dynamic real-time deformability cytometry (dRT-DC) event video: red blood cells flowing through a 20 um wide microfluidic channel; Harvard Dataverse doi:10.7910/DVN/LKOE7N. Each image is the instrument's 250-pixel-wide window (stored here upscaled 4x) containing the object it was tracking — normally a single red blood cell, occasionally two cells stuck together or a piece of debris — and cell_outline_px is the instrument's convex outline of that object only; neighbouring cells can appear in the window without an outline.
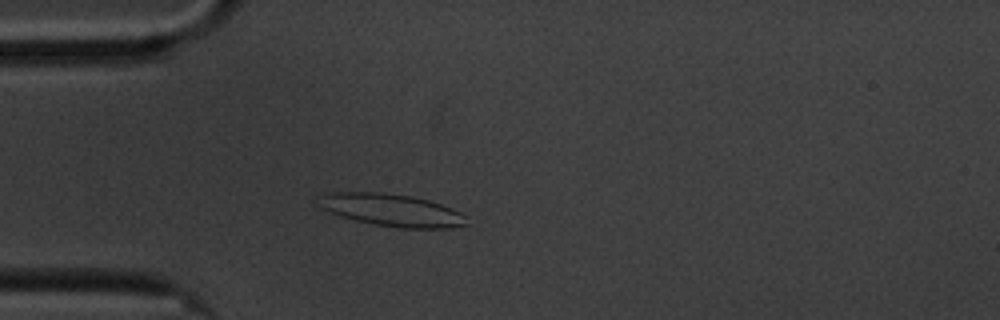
{"species": "common noctule bat (a hibernating species)", "species_latin": "Nyctalus noctula", "temperature_condition": "cold", "stored_images_in_passage": 55, "camera_frame_rate_fps": 3000, "um_per_image_px": 0.085, "animal": {"sex": "male", "body_mass_g": 20.1, "forearm_length_mm": 53.5}, "frame": {"image": 1, "passage_image": 12, "time_ms": 3.667, "image_size_px": [1000, 320], "cell_outline_px": [[468, 224], [452, 228], [400, 228], [372, 224], [340, 216], [324, 208], [316, 196], [328, 192], [380, 192], [412, 196], [428, 200], [452, 208], [460, 212], [464, 216]], "centroid_in_image_um": [33.3, 17.85], "position_along_channel_um": 51.7, "area_um2": 27.8}}
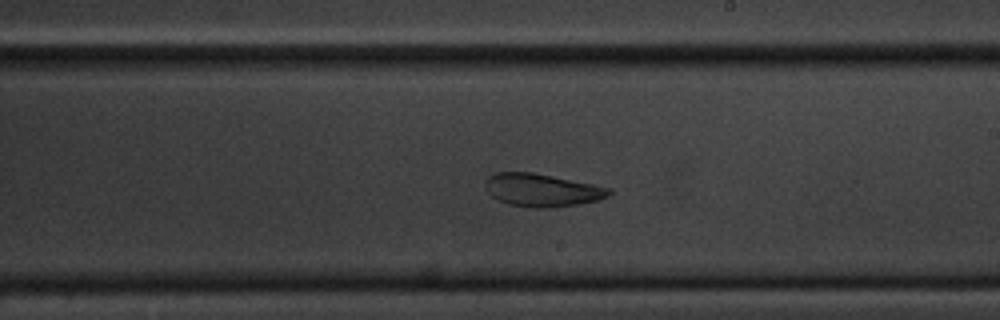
{"frame": {"image": 2, "passage_image": 30, "time_ms": 9.667, "image_size_px": [1000, 320], "cell_outline_px": [[612, 192], [608, 196], [600, 200], [580, 204], [552, 208], [532, 208], [508, 204], [492, 196], [488, 192], [484, 184], [488, 176], [496, 172], [532, 172], [612, 188]], "centroid_in_image_um": [46.08, 16.17], "position_along_channel_um": 242.9, "area_um2": 23.81}}
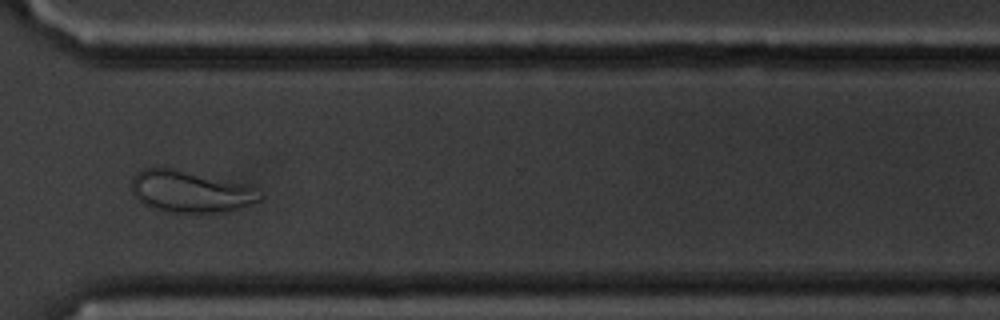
{"frame": {"image": 3, "passage_image": 40, "time_ms": 13.0, "image_size_px": [1000, 320], "cell_outline_px": [[264, 196], [260, 200], [240, 208], [224, 212], [168, 212], [148, 208], [136, 200], [132, 192], [132, 180], [136, 172], [144, 168], [168, 168], [248, 184]], "centroid_in_image_um": [16.15, 16.3], "position_along_channel_um": 354.5, "area_um2": 31.21}, "authors_computed_cell_mechanics": {"area_um2": 27.8018, "velocity_mm_per_s": 3.3442, "shape_relaxation_time_tau1_ms": 8.9092, "shape_relaxation_time_tau2_ms": 3.291, "deformation_change_tau1": 0.1841, "deformation_change_tau2": 0.0896}}